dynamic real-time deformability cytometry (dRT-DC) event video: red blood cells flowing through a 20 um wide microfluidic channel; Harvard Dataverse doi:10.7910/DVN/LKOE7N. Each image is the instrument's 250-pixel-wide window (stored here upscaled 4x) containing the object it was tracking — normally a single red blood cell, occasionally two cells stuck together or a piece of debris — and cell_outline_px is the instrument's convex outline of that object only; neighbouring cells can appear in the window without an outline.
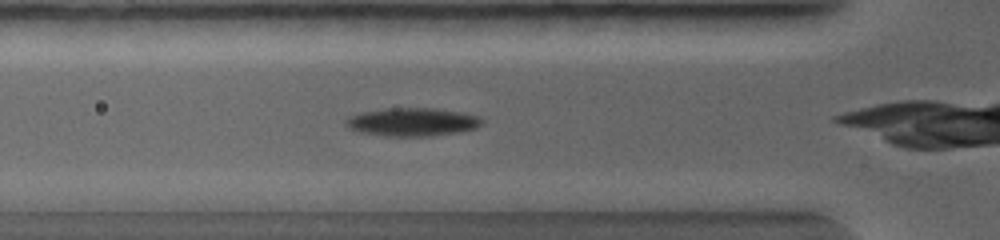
{"species": "common noctule bat (a hibernating species)", "species_latin": "Nyctalus noctula", "temperature_condition": "warm", "stored_images_in_passage": 29, "camera_frame_rate_fps": 5000, "um_per_image_px": 0.085, "animal": {"sex": "female", "body_mass_g": 19.0, "forearm_length_mm": 56.7}, "frame": {"image": 1, "passage_image": 3, "time_ms": 0.4, "image_size_px": [1000, 240], "cell_outline_px": [[484, 120], [476, 128], [456, 132], [428, 136], [384, 136], [360, 132], [348, 128], [344, 124], [344, 120], [348, 116], [360, 112], [384, 108], [436, 108], [464, 112], [480, 116]], "centroid_in_image_um": [35.01, 10.35], "position_along_channel_um": 90.8, "area_um2": 22.66}}
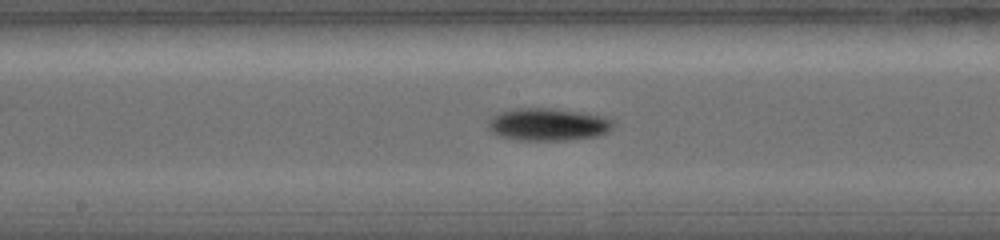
{"frame": {"image": 2, "passage_image": 11, "time_ms": 2.0, "image_size_px": [1000, 240], "cell_outline_px": [[616, 120], [612, 128], [608, 132], [596, 136], [568, 140], [516, 140], [500, 136], [492, 132], [488, 128], [488, 120], [496, 112], [516, 108], [552, 108], [584, 112], [608, 116]], "centroid_in_image_um": [46.61, 10.56], "position_along_channel_um": 201.6, "area_um2": 24.22}}
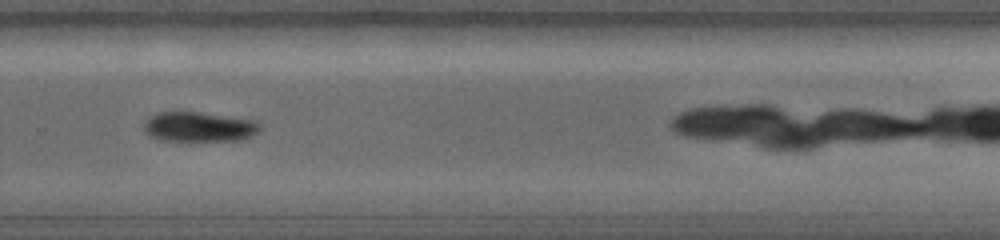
{"frame": {"image": 3, "passage_image": 19, "time_ms": 3.6, "image_size_px": [1000, 240], "cell_outline_px": [[260, 128], [256, 132], [248, 136], [236, 140], [160, 140], [148, 136], [144, 132], [144, 120], [156, 112], [196, 112], [260, 120]], "centroid_in_image_um": [16.87, 10.76], "position_along_channel_um": 312.9, "area_um2": 20.11}}